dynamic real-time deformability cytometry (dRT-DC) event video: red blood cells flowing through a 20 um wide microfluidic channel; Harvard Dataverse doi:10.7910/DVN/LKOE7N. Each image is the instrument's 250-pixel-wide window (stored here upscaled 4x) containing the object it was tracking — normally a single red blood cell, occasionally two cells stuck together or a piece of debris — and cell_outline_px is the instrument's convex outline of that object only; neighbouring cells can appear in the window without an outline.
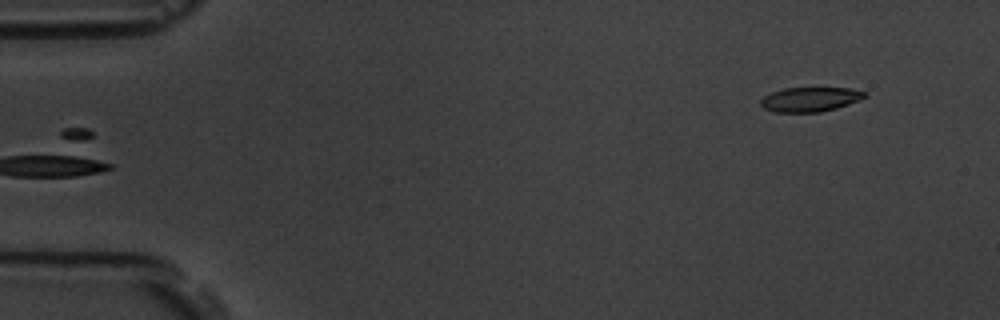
{"species": "common noctule bat (a hibernating species)", "species_latin": "Nyctalus noctula", "temperature_condition": "room temperature", "stored_images_in_passage": 6, "segment_of_instrument_passage": [2, 2], "camera_frame_rate_fps": 3000, "um_per_image_px": 0.085, "animal": {"sex": "male", "body_mass_g": 19.5, "forearm_length_mm": 54.6}, "frame": {"image": 1, "passage_image": 6, "time_ms": 6.0, "image_size_px": [1000, 320], "cell_outline_px": [[868, 96], [860, 100], [836, 108], [820, 112], [776, 112], [764, 108], [760, 104], [760, 100], [764, 96], [772, 92], [784, 88], [848, 88], [868, 92]], "centroid_in_image_um": [68.89, 8.44], "position_along_channel_um": 16.1, "area_um2": 14.85}}